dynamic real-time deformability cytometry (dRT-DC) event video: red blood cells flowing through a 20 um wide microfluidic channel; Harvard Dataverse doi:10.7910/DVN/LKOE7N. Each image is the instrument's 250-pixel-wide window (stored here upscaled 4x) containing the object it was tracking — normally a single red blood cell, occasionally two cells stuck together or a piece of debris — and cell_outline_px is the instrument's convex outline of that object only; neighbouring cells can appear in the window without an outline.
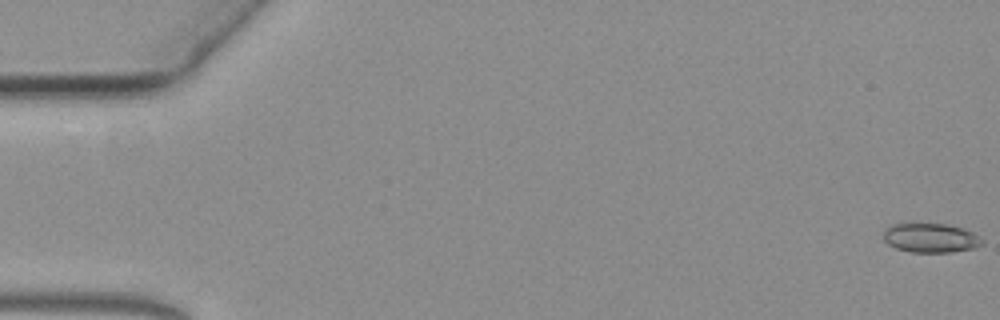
{"species": "common noctule bat (a hibernating species)", "species_latin": "Nyctalus noctula", "temperature_condition": "warm", "stored_images_in_passage": 62, "camera_frame_rate_fps": 3000, "um_per_image_px": 0.085, "animal": {"sex": "female", "body_mass_g": 19.3, "forearm_length_mm": 54.1}, "frame": {"image": 1, "passage_image": 1, "time_ms": 0.0, "image_size_px": [1000, 320], "cell_outline_px": [[984, 244], [976, 248], [952, 252], [912, 252], [896, 248], [888, 244], [880, 236], [884, 228], [892, 224], [948, 224], [964, 228], [972, 232], [984, 240]], "centroid_in_image_um": [79.1, 20.22], "position_along_channel_um": 5.9, "area_um2": 17.11}}
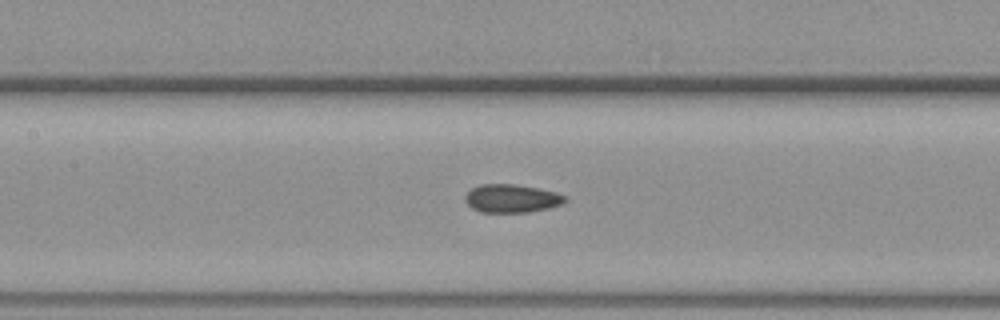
{"frame": {"image": 2, "passage_image": 29, "time_ms": 9.333, "image_size_px": [1000, 320], "cell_outline_px": [[568, 200], [560, 204], [548, 208], [528, 212], [480, 212], [472, 208], [464, 200], [464, 196], [472, 188], [480, 184], [512, 184], [536, 188], [556, 192], [564, 196]], "centroid_in_image_um": [43.45, 16.87], "position_along_channel_um": 163.9, "area_um2": 16.3}}
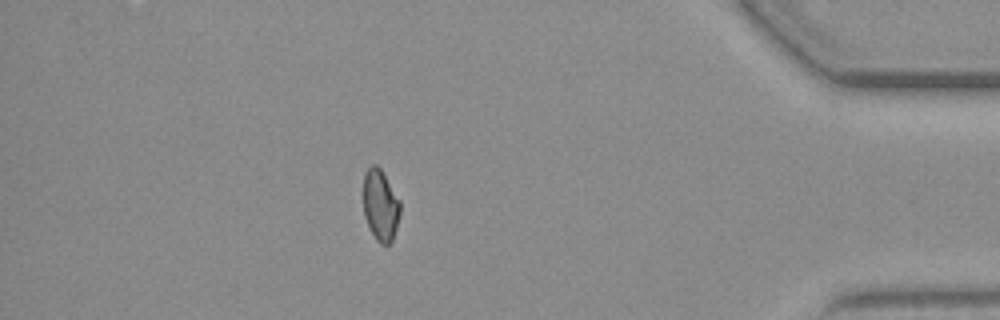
{"frame": {"image": 3, "passage_image": 54, "time_ms": 17.667, "image_size_px": [1000, 320], "cell_outline_px": [[400, 212], [396, 228], [392, 240], [388, 244], [380, 244], [376, 240], [364, 216], [364, 172], [372, 164], [376, 164], [380, 168], [400, 200]], "centroid_in_image_um": [32.34, 17.43], "position_along_channel_um": 402.9, "area_um2": 15.14}}